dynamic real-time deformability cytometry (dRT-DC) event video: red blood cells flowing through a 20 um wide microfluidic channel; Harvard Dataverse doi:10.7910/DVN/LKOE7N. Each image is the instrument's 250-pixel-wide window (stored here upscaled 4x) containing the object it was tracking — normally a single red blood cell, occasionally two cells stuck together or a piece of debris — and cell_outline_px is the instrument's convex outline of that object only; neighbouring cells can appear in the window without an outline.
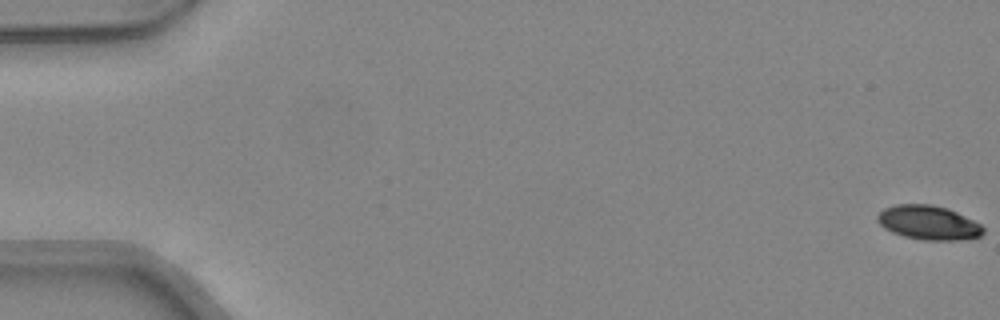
{"species": "common noctule bat (a hibernating species)", "species_latin": "Nyctalus noctula", "temperature_condition": "warm", "stored_images_in_passage": 13, "camera_frame_rate_fps": 3000, "um_per_image_px": 0.085, "animal": {"sex": "female", "body_mass_g": 24.6, "forearm_length_mm": 56.2}, "frame": {"image": 1, "passage_image": 1, "time_ms": 0.0, "image_size_px": [1000, 320], "cell_outline_px": [[984, 232], [980, 236], [968, 240], [924, 240], [904, 236], [892, 232], [884, 228], [876, 220], [876, 216], [884, 208], [896, 204], [932, 204], [948, 208], [980, 224], [984, 228]], "centroid_in_image_um": [78.92, 18.93], "position_along_channel_um": 6.1, "area_um2": 21.15}}